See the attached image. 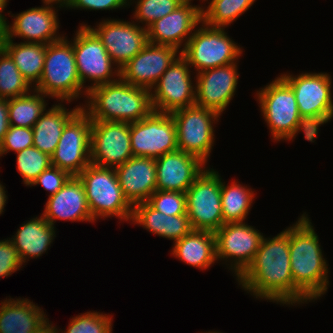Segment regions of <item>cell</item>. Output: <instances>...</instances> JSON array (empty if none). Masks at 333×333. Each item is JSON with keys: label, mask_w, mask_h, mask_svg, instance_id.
<instances>
[{"label": "cell", "mask_w": 333, "mask_h": 333, "mask_svg": "<svg viewBox=\"0 0 333 333\" xmlns=\"http://www.w3.org/2000/svg\"><path fill=\"white\" fill-rule=\"evenodd\" d=\"M205 168L186 193L187 215L193 230L215 233L223 225L221 177Z\"/></svg>", "instance_id": "9"}, {"label": "cell", "mask_w": 333, "mask_h": 333, "mask_svg": "<svg viewBox=\"0 0 333 333\" xmlns=\"http://www.w3.org/2000/svg\"><path fill=\"white\" fill-rule=\"evenodd\" d=\"M305 214L289 227L290 264L294 285L314 302L327 292L329 271L318 235Z\"/></svg>", "instance_id": "2"}, {"label": "cell", "mask_w": 333, "mask_h": 333, "mask_svg": "<svg viewBox=\"0 0 333 333\" xmlns=\"http://www.w3.org/2000/svg\"><path fill=\"white\" fill-rule=\"evenodd\" d=\"M91 124L81 108L65 125L59 143L51 155V165L79 175L90 163Z\"/></svg>", "instance_id": "13"}, {"label": "cell", "mask_w": 333, "mask_h": 333, "mask_svg": "<svg viewBox=\"0 0 333 333\" xmlns=\"http://www.w3.org/2000/svg\"><path fill=\"white\" fill-rule=\"evenodd\" d=\"M132 157L130 123L92 121L90 142L92 164L115 168Z\"/></svg>", "instance_id": "16"}, {"label": "cell", "mask_w": 333, "mask_h": 333, "mask_svg": "<svg viewBox=\"0 0 333 333\" xmlns=\"http://www.w3.org/2000/svg\"><path fill=\"white\" fill-rule=\"evenodd\" d=\"M147 202L165 215L187 214L186 193L183 192L156 190Z\"/></svg>", "instance_id": "38"}, {"label": "cell", "mask_w": 333, "mask_h": 333, "mask_svg": "<svg viewBox=\"0 0 333 333\" xmlns=\"http://www.w3.org/2000/svg\"><path fill=\"white\" fill-rule=\"evenodd\" d=\"M279 76L292 88L302 119L318 134L319 126L333 118L331 76L322 72Z\"/></svg>", "instance_id": "7"}, {"label": "cell", "mask_w": 333, "mask_h": 333, "mask_svg": "<svg viewBox=\"0 0 333 333\" xmlns=\"http://www.w3.org/2000/svg\"><path fill=\"white\" fill-rule=\"evenodd\" d=\"M124 197L134 206L147 202L156 189L155 159L132 157L115 167Z\"/></svg>", "instance_id": "24"}, {"label": "cell", "mask_w": 333, "mask_h": 333, "mask_svg": "<svg viewBox=\"0 0 333 333\" xmlns=\"http://www.w3.org/2000/svg\"><path fill=\"white\" fill-rule=\"evenodd\" d=\"M221 178V205L223 224L244 222L254 200V191L239 184L232 182L227 185ZM226 184V185H225Z\"/></svg>", "instance_id": "31"}, {"label": "cell", "mask_w": 333, "mask_h": 333, "mask_svg": "<svg viewBox=\"0 0 333 333\" xmlns=\"http://www.w3.org/2000/svg\"><path fill=\"white\" fill-rule=\"evenodd\" d=\"M5 186H3L0 183V215L2 214V212H4V206L6 205V201H7V195H6V191H5Z\"/></svg>", "instance_id": "45"}, {"label": "cell", "mask_w": 333, "mask_h": 333, "mask_svg": "<svg viewBox=\"0 0 333 333\" xmlns=\"http://www.w3.org/2000/svg\"><path fill=\"white\" fill-rule=\"evenodd\" d=\"M70 177L67 171L51 165L36 178L31 186L40 184L51 196L56 194Z\"/></svg>", "instance_id": "41"}, {"label": "cell", "mask_w": 333, "mask_h": 333, "mask_svg": "<svg viewBox=\"0 0 333 333\" xmlns=\"http://www.w3.org/2000/svg\"><path fill=\"white\" fill-rule=\"evenodd\" d=\"M82 108L67 110L62 103L52 106L41 115L33 126V146L50 157L56 149L66 123Z\"/></svg>", "instance_id": "29"}, {"label": "cell", "mask_w": 333, "mask_h": 333, "mask_svg": "<svg viewBox=\"0 0 333 333\" xmlns=\"http://www.w3.org/2000/svg\"><path fill=\"white\" fill-rule=\"evenodd\" d=\"M7 2H8V0H0V14L1 15H4L2 13H3V10H5V8L7 7Z\"/></svg>", "instance_id": "47"}, {"label": "cell", "mask_w": 333, "mask_h": 333, "mask_svg": "<svg viewBox=\"0 0 333 333\" xmlns=\"http://www.w3.org/2000/svg\"><path fill=\"white\" fill-rule=\"evenodd\" d=\"M199 26L181 51L196 74L238 61L243 49L227 36L225 28L211 27L203 21Z\"/></svg>", "instance_id": "8"}, {"label": "cell", "mask_w": 333, "mask_h": 333, "mask_svg": "<svg viewBox=\"0 0 333 333\" xmlns=\"http://www.w3.org/2000/svg\"><path fill=\"white\" fill-rule=\"evenodd\" d=\"M54 228L42 214L20 225L10 240L23 264L28 258H39L49 249L56 237Z\"/></svg>", "instance_id": "27"}, {"label": "cell", "mask_w": 333, "mask_h": 333, "mask_svg": "<svg viewBox=\"0 0 333 333\" xmlns=\"http://www.w3.org/2000/svg\"><path fill=\"white\" fill-rule=\"evenodd\" d=\"M30 87L9 54L0 49V98L10 99L28 94L32 91Z\"/></svg>", "instance_id": "34"}, {"label": "cell", "mask_w": 333, "mask_h": 333, "mask_svg": "<svg viewBox=\"0 0 333 333\" xmlns=\"http://www.w3.org/2000/svg\"><path fill=\"white\" fill-rule=\"evenodd\" d=\"M171 254L186 264L206 270L217 261L215 234L209 231L192 230L174 242Z\"/></svg>", "instance_id": "28"}, {"label": "cell", "mask_w": 333, "mask_h": 333, "mask_svg": "<svg viewBox=\"0 0 333 333\" xmlns=\"http://www.w3.org/2000/svg\"><path fill=\"white\" fill-rule=\"evenodd\" d=\"M76 67L81 84L87 90L95 86L111 83L120 78V69L106 51L101 40L86 24H81L72 40ZM115 71V72H114ZM118 78H114V77ZM114 79H113V78ZM86 80L93 82L84 86Z\"/></svg>", "instance_id": "11"}, {"label": "cell", "mask_w": 333, "mask_h": 333, "mask_svg": "<svg viewBox=\"0 0 333 333\" xmlns=\"http://www.w3.org/2000/svg\"><path fill=\"white\" fill-rule=\"evenodd\" d=\"M183 0H137L133 19L147 29L153 22L174 11Z\"/></svg>", "instance_id": "37"}, {"label": "cell", "mask_w": 333, "mask_h": 333, "mask_svg": "<svg viewBox=\"0 0 333 333\" xmlns=\"http://www.w3.org/2000/svg\"><path fill=\"white\" fill-rule=\"evenodd\" d=\"M206 333H219L218 331H209V332H206ZM220 333H222V332H220Z\"/></svg>", "instance_id": "50"}, {"label": "cell", "mask_w": 333, "mask_h": 333, "mask_svg": "<svg viewBox=\"0 0 333 333\" xmlns=\"http://www.w3.org/2000/svg\"><path fill=\"white\" fill-rule=\"evenodd\" d=\"M86 98L82 109L92 121L131 123L154 111L150 90L128 84L121 78L90 88Z\"/></svg>", "instance_id": "3"}, {"label": "cell", "mask_w": 333, "mask_h": 333, "mask_svg": "<svg viewBox=\"0 0 333 333\" xmlns=\"http://www.w3.org/2000/svg\"><path fill=\"white\" fill-rule=\"evenodd\" d=\"M7 19L5 18V15L0 14V49L3 48V44L5 43L6 37H7Z\"/></svg>", "instance_id": "44"}, {"label": "cell", "mask_w": 333, "mask_h": 333, "mask_svg": "<svg viewBox=\"0 0 333 333\" xmlns=\"http://www.w3.org/2000/svg\"><path fill=\"white\" fill-rule=\"evenodd\" d=\"M237 281L254 298L288 306L310 302L293 282L289 227L272 238L262 237L254 260Z\"/></svg>", "instance_id": "1"}, {"label": "cell", "mask_w": 333, "mask_h": 333, "mask_svg": "<svg viewBox=\"0 0 333 333\" xmlns=\"http://www.w3.org/2000/svg\"><path fill=\"white\" fill-rule=\"evenodd\" d=\"M44 311L28 298L0 303V333H40L50 322Z\"/></svg>", "instance_id": "25"}, {"label": "cell", "mask_w": 333, "mask_h": 333, "mask_svg": "<svg viewBox=\"0 0 333 333\" xmlns=\"http://www.w3.org/2000/svg\"><path fill=\"white\" fill-rule=\"evenodd\" d=\"M170 114L176 125L178 149L207 164L215 140L213 123L218 122L220 115L197 105Z\"/></svg>", "instance_id": "10"}, {"label": "cell", "mask_w": 333, "mask_h": 333, "mask_svg": "<svg viewBox=\"0 0 333 333\" xmlns=\"http://www.w3.org/2000/svg\"><path fill=\"white\" fill-rule=\"evenodd\" d=\"M17 170L26 186L32 185L36 178L51 166V157L34 146L17 152Z\"/></svg>", "instance_id": "35"}, {"label": "cell", "mask_w": 333, "mask_h": 333, "mask_svg": "<svg viewBox=\"0 0 333 333\" xmlns=\"http://www.w3.org/2000/svg\"><path fill=\"white\" fill-rule=\"evenodd\" d=\"M183 1H185V2H188V3L192 4V3H191V1H192V0H183ZM203 1H208V0H203ZM211 1H212V0H211Z\"/></svg>", "instance_id": "49"}, {"label": "cell", "mask_w": 333, "mask_h": 333, "mask_svg": "<svg viewBox=\"0 0 333 333\" xmlns=\"http://www.w3.org/2000/svg\"><path fill=\"white\" fill-rule=\"evenodd\" d=\"M51 3H43L41 7H32L17 15H12L13 24L7 23L6 40L13 38H24L26 43L49 44L62 39L58 35L59 20L55 6ZM54 6V7H53Z\"/></svg>", "instance_id": "21"}, {"label": "cell", "mask_w": 333, "mask_h": 333, "mask_svg": "<svg viewBox=\"0 0 333 333\" xmlns=\"http://www.w3.org/2000/svg\"><path fill=\"white\" fill-rule=\"evenodd\" d=\"M214 234L217 261L230 259L229 269L237 279L254 260L263 233L246 222H235L223 224Z\"/></svg>", "instance_id": "14"}, {"label": "cell", "mask_w": 333, "mask_h": 333, "mask_svg": "<svg viewBox=\"0 0 333 333\" xmlns=\"http://www.w3.org/2000/svg\"><path fill=\"white\" fill-rule=\"evenodd\" d=\"M3 49L12 58L31 88L32 85L36 86L43 73L47 45L26 42L17 44L13 40H5Z\"/></svg>", "instance_id": "30"}, {"label": "cell", "mask_w": 333, "mask_h": 333, "mask_svg": "<svg viewBox=\"0 0 333 333\" xmlns=\"http://www.w3.org/2000/svg\"><path fill=\"white\" fill-rule=\"evenodd\" d=\"M112 315L101 312H86L73 317L68 328L62 333H112ZM52 333H58V328L50 323Z\"/></svg>", "instance_id": "36"}, {"label": "cell", "mask_w": 333, "mask_h": 333, "mask_svg": "<svg viewBox=\"0 0 333 333\" xmlns=\"http://www.w3.org/2000/svg\"><path fill=\"white\" fill-rule=\"evenodd\" d=\"M255 0H212L202 11V21L211 27L226 28L242 16Z\"/></svg>", "instance_id": "33"}, {"label": "cell", "mask_w": 333, "mask_h": 333, "mask_svg": "<svg viewBox=\"0 0 333 333\" xmlns=\"http://www.w3.org/2000/svg\"><path fill=\"white\" fill-rule=\"evenodd\" d=\"M130 143L134 157L157 159L178 149L177 130L170 113L153 111L130 123Z\"/></svg>", "instance_id": "12"}, {"label": "cell", "mask_w": 333, "mask_h": 333, "mask_svg": "<svg viewBox=\"0 0 333 333\" xmlns=\"http://www.w3.org/2000/svg\"><path fill=\"white\" fill-rule=\"evenodd\" d=\"M112 61L121 69L148 43L147 29L133 22L103 19L94 28Z\"/></svg>", "instance_id": "17"}, {"label": "cell", "mask_w": 333, "mask_h": 333, "mask_svg": "<svg viewBox=\"0 0 333 333\" xmlns=\"http://www.w3.org/2000/svg\"><path fill=\"white\" fill-rule=\"evenodd\" d=\"M42 216L54 227L56 220L94 222L88 208L86 193L81 180L71 176L63 187L45 203Z\"/></svg>", "instance_id": "23"}, {"label": "cell", "mask_w": 333, "mask_h": 333, "mask_svg": "<svg viewBox=\"0 0 333 333\" xmlns=\"http://www.w3.org/2000/svg\"><path fill=\"white\" fill-rule=\"evenodd\" d=\"M33 146L32 128L10 126L0 144V157L10 151L20 152Z\"/></svg>", "instance_id": "39"}, {"label": "cell", "mask_w": 333, "mask_h": 333, "mask_svg": "<svg viewBox=\"0 0 333 333\" xmlns=\"http://www.w3.org/2000/svg\"><path fill=\"white\" fill-rule=\"evenodd\" d=\"M130 1V2H129ZM132 0H70L66 8L85 10H114L127 7Z\"/></svg>", "instance_id": "42"}, {"label": "cell", "mask_w": 333, "mask_h": 333, "mask_svg": "<svg viewBox=\"0 0 333 333\" xmlns=\"http://www.w3.org/2000/svg\"><path fill=\"white\" fill-rule=\"evenodd\" d=\"M238 63L208 69L196 74L195 105L217 112L226 110L238 84Z\"/></svg>", "instance_id": "19"}, {"label": "cell", "mask_w": 333, "mask_h": 333, "mask_svg": "<svg viewBox=\"0 0 333 333\" xmlns=\"http://www.w3.org/2000/svg\"><path fill=\"white\" fill-rule=\"evenodd\" d=\"M131 221L160 237L174 240L173 242L180 240L193 230L187 214L165 215L154 209L148 202L133 206Z\"/></svg>", "instance_id": "26"}, {"label": "cell", "mask_w": 333, "mask_h": 333, "mask_svg": "<svg viewBox=\"0 0 333 333\" xmlns=\"http://www.w3.org/2000/svg\"><path fill=\"white\" fill-rule=\"evenodd\" d=\"M186 59L180 54L152 88L154 111L172 113L195 105V88L192 72ZM154 89V90H153Z\"/></svg>", "instance_id": "15"}, {"label": "cell", "mask_w": 333, "mask_h": 333, "mask_svg": "<svg viewBox=\"0 0 333 333\" xmlns=\"http://www.w3.org/2000/svg\"><path fill=\"white\" fill-rule=\"evenodd\" d=\"M28 94L8 99V117L10 126L33 128L37 120L46 111L47 103L43 93L32 89Z\"/></svg>", "instance_id": "32"}, {"label": "cell", "mask_w": 333, "mask_h": 333, "mask_svg": "<svg viewBox=\"0 0 333 333\" xmlns=\"http://www.w3.org/2000/svg\"><path fill=\"white\" fill-rule=\"evenodd\" d=\"M204 9L202 5L195 6L184 1L174 11L156 20L147 28L148 42L172 46L178 50L183 47L180 49L182 51L192 36V31L201 24Z\"/></svg>", "instance_id": "20"}, {"label": "cell", "mask_w": 333, "mask_h": 333, "mask_svg": "<svg viewBox=\"0 0 333 333\" xmlns=\"http://www.w3.org/2000/svg\"><path fill=\"white\" fill-rule=\"evenodd\" d=\"M156 189L185 193L204 171L206 164L196 156L177 149L155 159Z\"/></svg>", "instance_id": "22"}, {"label": "cell", "mask_w": 333, "mask_h": 333, "mask_svg": "<svg viewBox=\"0 0 333 333\" xmlns=\"http://www.w3.org/2000/svg\"><path fill=\"white\" fill-rule=\"evenodd\" d=\"M77 177L81 180L92 218L116 216L130 221L133 206L124 197L113 167H101L90 163Z\"/></svg>", "instance_id": "6"}, {"label": "cell", "mask_w": 333, "mask_h": 333, "mask_svg": "<svg viewBox=\"0 0 333 333\" xmlns=\"http://www.w3.org/2000/svg\"><path fill=\"white\" fill-rule=\"evenodd\" d=\"M257 91V102L274 141L295 139L301 130L307 141L317 133L302 119L292 88L279 76Z\"/></svg>", "instance_id": "4"}, {"label": "cell", "mask_w": 333, "mask_h": 333, "mask_svg": "<svg viewBox=\"0 0 333 333\" xmlns=\"http://www.w3.org/2000/svg\"><path fill=\"white\" fill-rule=\"evenodd\" d=\"M33 87L48 98L55 97L62 103L64 100L70 103L84 94L87 97L88 90L82 86L78 76L71 40L63 37L47 44L43 73L38 84Z\"/></svg>", "instance_id": "5"}, {"label": "cell", "mask_w": 333, "mask_h": 333, "mask_svg": "<svg viewBox=\"0 0 333 333\" xmlns=\"http://www.w3.org/2000/svg\"><path fill=\"white\" fill-rule=\"evenodd\" d=\"M8 99L0 98V144L9 130Z\"/></svg>", "instance_id": "43"}, {"label": "cell", "mask_w": 333, "mask_h": 333, "mask_svg": "<svg viewBox=\"0 0 333 333\" xmlns=\"http://www.w3.org/2000/svg\"><path fill=\"white\" fill-rule=\"evenodd\" d=\"M180 54L181 51L175 47L148 42L120 69V78L128 84L151 91Z\"/></svg>", "instance_id": "18"}, {"label": "cell", "mask_w": 333, "mask_h": 333, "mask_svg": "<svg viewBox=\"0 0 333 333\" xmlns=\"http://www.w3.org/2000/svg\"><path fill=\"white\" fill-rule=\"evenodd\" d=\"M40 333H52L50 329V323Z\"/></svg>", "instance_id": "48"}, {"label": "cell", "mask_w": 333, "mask_h": 333, "mask_svg": "<svg viewBox=\"0 0 333 333\" xmlns=\"http://www.w3.org/2000/svg\"><path fill=\"white\" fill-rule=\"evenodd\" d=\"M42 2L56 4V6L60 7V9H61L64 7L66 8V6L70 3V0H42Z\"/></svg>", "instance_id": "46"}, {"label": "cell", "mask_w": 333, "mask_h": 333, "mask_svg": "<svg viewBox=\"0 0 333 333\" xmlns=\"http://www.w3.org/2000/svg\"><path fill=\"white\" fill-rule=\"evenodd\" d=\"M22 265L17 249L10 238L0 240V278L10 276L24 267Z\"/></svg>", "instance_id": "40"}]
</instances>
